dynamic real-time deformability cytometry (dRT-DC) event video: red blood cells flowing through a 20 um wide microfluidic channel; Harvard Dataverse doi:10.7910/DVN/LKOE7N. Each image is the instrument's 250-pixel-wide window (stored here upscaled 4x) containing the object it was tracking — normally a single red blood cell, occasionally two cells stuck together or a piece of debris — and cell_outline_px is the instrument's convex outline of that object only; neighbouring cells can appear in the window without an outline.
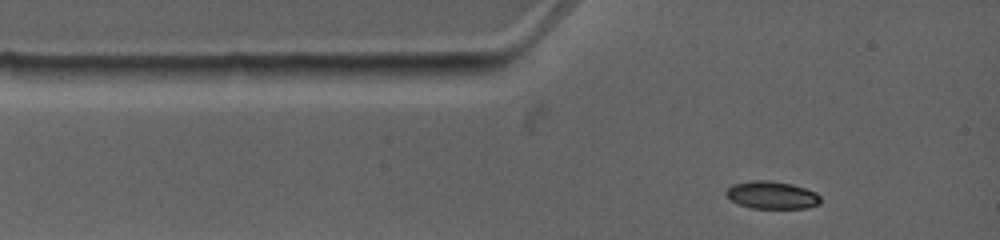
{"species": "common noctule bat (a hibernating species)", "species_latin": "Nyctalus noctula", "temperature_condition": "warm", "stored_images_in_passage": 4, "camera_frame_rate_fps": 4500, "um_per_image_px": 0.085, "animal": {"sex": "female", "body_mass_g": 19.0, "forearm_length_mm": 53.3}, "frame": {"image": 1, "passage_image": 1, "time_ms": 0.0, "image_size_px": [1000, 240], "cell_outline_px": [[820, 204], [808, 208], [752, 208], [736, 204], [724, 192], [732, 184], [752, 180], [768, 180], [792, 184], [816, 192], [820, 196]], "centroid_in_image_um": [65.6, 16.58], "position_along_channel_um": 19.4, "area_um2": 15.26}}
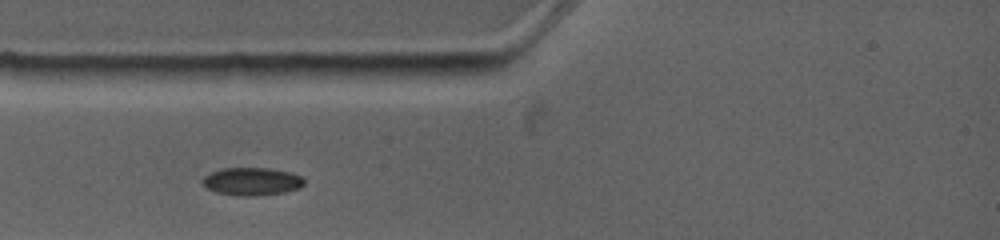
{"frame": {"image": 2, "passage_image": 3, "time_ms": 1.556, "image_size_px": [1000, 240], "cell_outline_px": [[304, 184], [300, 188], [284, 192], [252, 196], [236, 196], [216, 192], [208, 188], [200, 180], [204, 176], [220, 168], [268, 168], [288, 172], [300, 176], [304, 180]], "centroid_in_image_um": [21.38, 15.42], "position_along_channel_um": 63.6, "area_um2": 16.42}}
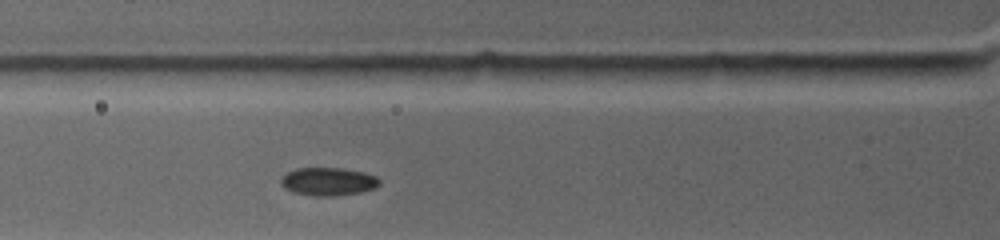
{"frame": {"image": 3, "passage_image": 4, "time_ms": 2.444, "image_size_px": [1000, 240], "cell_outline_px": [[380, 184], [376, 188], [360, 192], [332, 196], [312, 196], [292, 192], [284, 188], [280, 184], [280, 180], [288, 172], [296, 168], [344, 168], [364, 172], [376, 176], [380, 180]], "centroid_in_image_um": [27.9, 15.43], "position_along_channel_um": 97.9, "area_um2": 16.24}}